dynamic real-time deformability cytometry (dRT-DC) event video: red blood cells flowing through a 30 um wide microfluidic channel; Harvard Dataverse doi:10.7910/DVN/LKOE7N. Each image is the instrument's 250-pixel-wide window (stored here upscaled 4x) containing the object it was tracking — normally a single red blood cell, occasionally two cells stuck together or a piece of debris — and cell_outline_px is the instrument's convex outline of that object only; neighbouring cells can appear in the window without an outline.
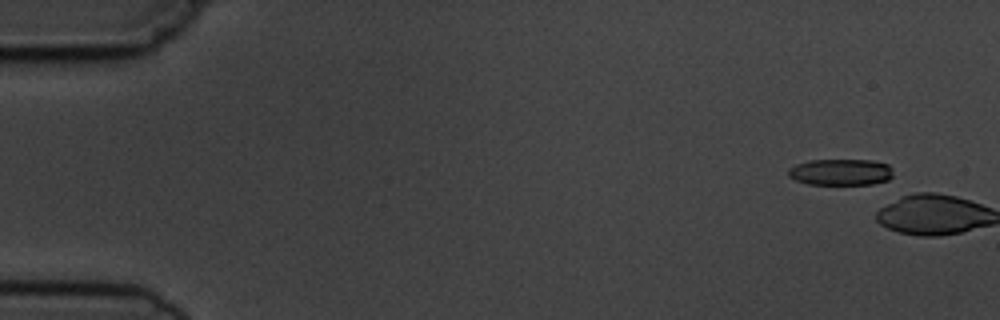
{"species": "common noctule bat (a hibernating species)", "species_latin": "Nyctalus noctula", "temperature_condition": "cold", "stored_images_in_passage": 2, "camera_frame_rate_fps": 3000, "um_per_image_px": 0.085, "animal": {"sex": "male", "body_mass_g": 19.5, "forearm_length_mm": 54.6}, "frame": {"image": 1, "passage_image": 1, "time_ms": 0.0, "image_size_px": [1000, 320], "cell_outline_px": [[892, 176], [888, 180], [872, 184], [808, 184], [796, 180], [788, 176], [788, 168], [796, 164], [808, 160], [872, 160], [888, 164], [892, 168]], "centroid_in_image_um": [71.45, 14.62], "position_along_channel_um": 13.5, "area_um2": 16.18}}